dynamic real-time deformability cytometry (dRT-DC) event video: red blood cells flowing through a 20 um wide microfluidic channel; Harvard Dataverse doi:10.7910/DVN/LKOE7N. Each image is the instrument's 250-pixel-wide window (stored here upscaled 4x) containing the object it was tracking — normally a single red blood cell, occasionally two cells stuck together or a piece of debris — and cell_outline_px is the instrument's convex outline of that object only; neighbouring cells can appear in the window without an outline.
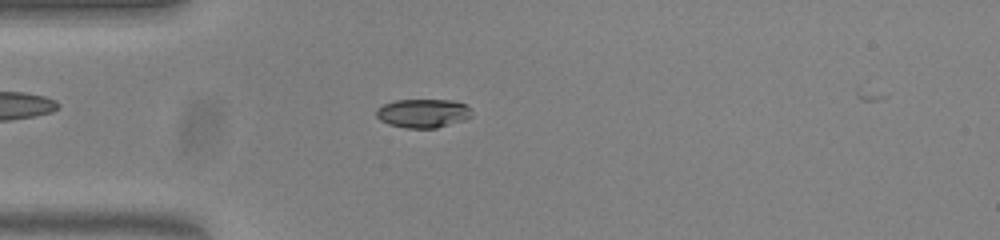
{"species": "common noctule bat (a hibernating species)", "species_latin": "Nyctalus noctula", "temperature_condition": "warm", "stored_images_in_passage": 52, "camera_frame_rate_fps": 3000, "um_per_image_px": 0.085, "animal": {"sex": "female", "body_mass_g": 23.0, "forearm_length_mm": 53.4}, "frame": {"image": 1, "passage_image": 14, "time_ms": 4.333, "image_size_px": [1000, 240], "cell_outline_px": [[472, 116], [464, 120], [436, 128], [404, 128], [388, 124], [380, 120], [376, 116], [376, 108], [384, 104], [396, 100], [452, 100], [468, 104], [472, 108]], "centroid_in_image_um": [35.98, 9.62], "position_along_channel_um": 49.0, "area_um2": 16.24}}
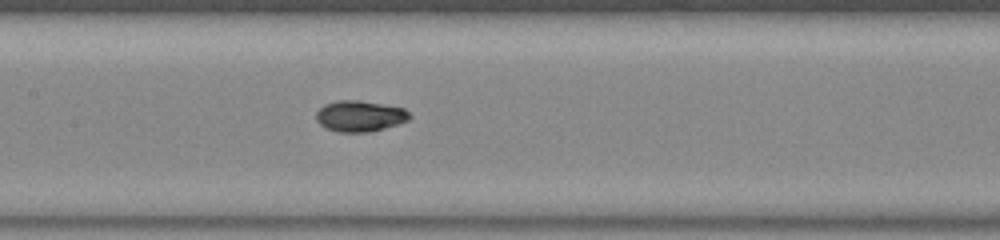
{"frame": {"image": 2, "passage_image": 25, "time_ms": 8.0, "image_size_px": [1000, 240], "cell_outline_px": [[412, 116], [408, 120], [384, 128], [368, 132], [340, 132], [324, 128], [316, 120], [316, 112], [324, 104], [336, 100], [360, 100], [404, 108]], "centroid_in_image_um": [30.55, 9.86], "position_along_channel_um": 176.8, "area_um2": 16.88}}
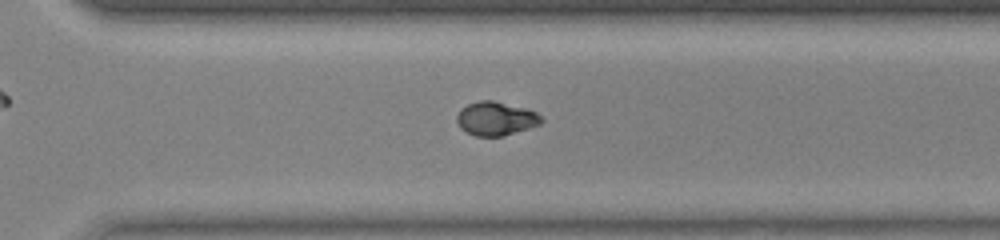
{"frame": {"image": 3, "passage_image": 37, "time_ms": 12.0, "image_size_px": [1000, 240], "cell_outline_px": [[544, 120], [540, 124], [504, 136], [476, 136], [460, 128], [456, 120], [456, 116], [460, 108], [468, 104], [480, 100], [492, 100], [528, 108], [536, 112]], "centroid_in_image_um": [42.14, 10.07], "position_along_channel_um": 328.5, "area_um2": 16.7}, "authors_computed_cell_mechanics": {"area_um2": 16.6464, "velocity_mm_per_s": 3.8003, "shape_relaxation_time_tau1_ms": 4.8097, "shape_relaxation_time_tau2_ms": 1.0406, "deformation_change_tau1": 0.1831, "deformation_change_tau2": 0.0235}}